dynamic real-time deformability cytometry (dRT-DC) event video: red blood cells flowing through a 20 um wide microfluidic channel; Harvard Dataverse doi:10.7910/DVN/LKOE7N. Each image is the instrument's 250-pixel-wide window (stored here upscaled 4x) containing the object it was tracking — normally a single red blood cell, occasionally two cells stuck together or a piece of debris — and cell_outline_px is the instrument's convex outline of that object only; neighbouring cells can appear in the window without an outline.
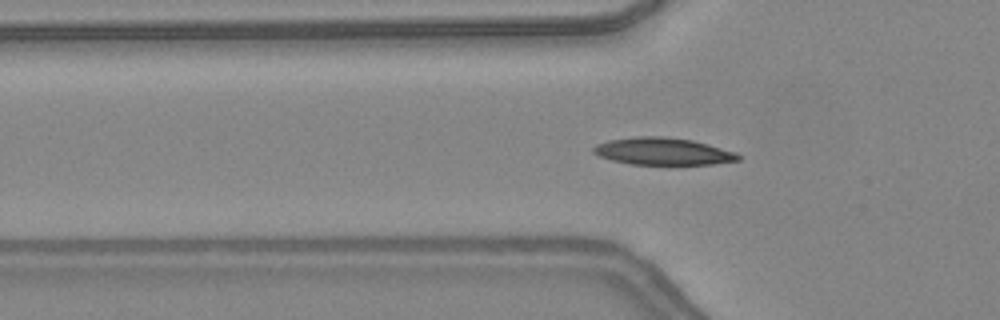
{"species": "common noctule bat (a hibernating species)", "species_latin": "Nyctalus noctula", "temperature_condition": "warm", "stored_images_in_passage": 37, "camera_frame_rate_fps": 3000, "um_per_image_px": 0.085, "animal": {"sex": "female", "body_mass_g": 24.6, "forearm_length_mm": 56.2}, "frame": {"image": 1, "passage_image": 6, "time_ms": 1.667, "image_size_px": [1000, 320], "cell_outline_px": [[740, 160], [712, 164], [628, 164], [612, 160], [600, 156], [592, 152], [592, 148], [596, 144], [608, 140], [636, 136], [660, 136], [692, 140], [708, 144], [736, 152], [740, 156]], "centroid_in_image_um": [56.32, 12.86], "position_along_channel_um": 69.5, "area_um2": 22.89}}
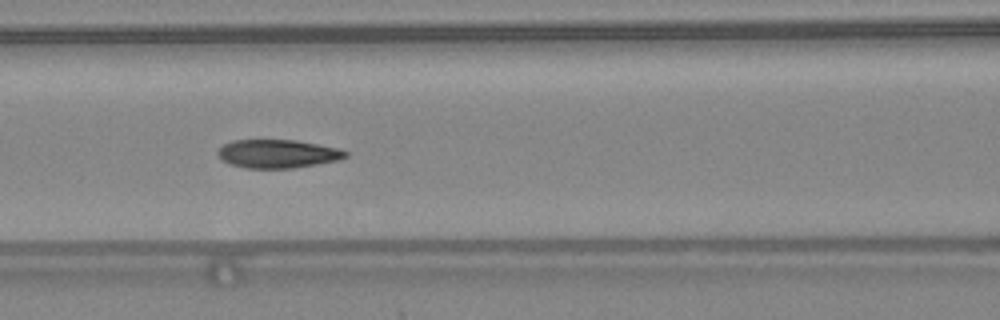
{"frame": {"image": 2, "passage_image": 11, "time_ms": 3.333, "image_size_px": [1000, 320], "cell_outline_px": [[348, 156], [340, 160], [292, 168], [244, 168], [228, 164], [216, 152], [224, 144], [232, 140], [296, 140], [336, 148], [348, 152]], "centroid_in_image_um": [23.59, 13.07], "position_along_channel_um": 143.0, "area_um2": 21.04}}
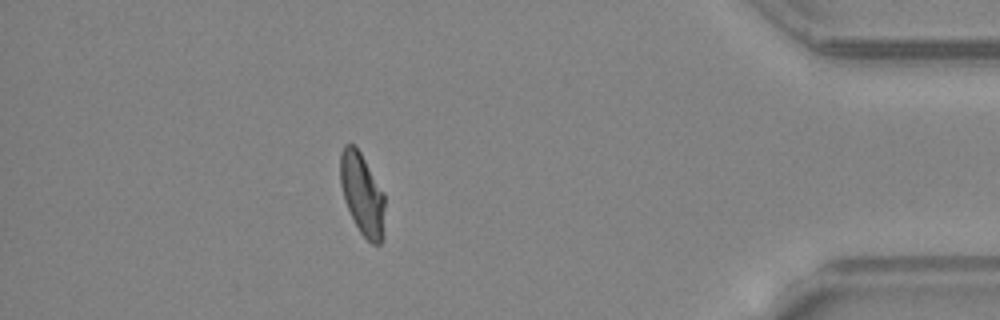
{"frame": {"image": 3, "passage_image": 32, "time_ms": 10.333, "image_size_px": [1000, 320], "cell_outline_px": [[384, 240], [380, 244], [372, 244], [360, 232], [344, 200], [340, 184], [340, 152], [344, 144], [356, 144], [384, 192]], "centroid_in_image_um": [30.79, 16.48], "position_along_channel_um": 404.4, "area_um2": 21.5}, "authors_computed_cell_mechanics": {"area_um2": 21.7906, "velocity_mm_per_s": 4.3817, "shape_relaxation_time_tau1_ms": 5.8777, "shape_relaxation_time_tau2_ms": 1.1673, "deformation_change_tau1": 0.2111, "deformation_change_tau2": 0.0666}}